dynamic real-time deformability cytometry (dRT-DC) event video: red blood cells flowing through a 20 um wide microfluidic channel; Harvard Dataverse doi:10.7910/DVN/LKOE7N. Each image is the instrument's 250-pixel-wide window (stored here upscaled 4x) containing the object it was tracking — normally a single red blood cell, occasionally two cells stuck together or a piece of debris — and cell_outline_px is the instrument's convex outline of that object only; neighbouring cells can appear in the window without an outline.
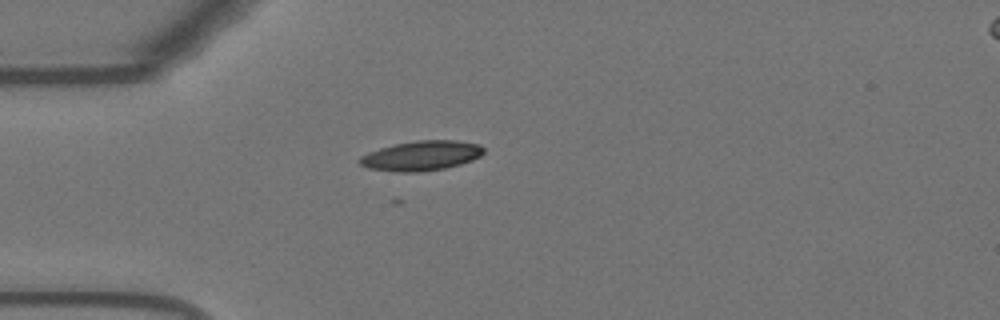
{"species": "Egyptian fruit bat (a non-hibernating species)", "species_latin": "Rousettus aegyptiacus", "temperature_condition": "warm", "stored_images_in_passage": 38, "camera_frame_rate_fps": 3000, "um_per_image_px": 0.085, "animal": {"sex": "female"}, "frame": {"image": 1, "passage_image": 1, "time_ms": 0.0, "image_size_px": [1000, 320], "cell_outline_px": [[484, 152], [480, 156], [472, 160], [460, 164], [444, 168], [416, 172], [396, 172], [368, 168], [360, 164], [356, 160], [360, 156], [368, 152], [380, 148], [396, 144], [416, 140], [456, 140], [480, 144], [484, 148]], "centroid_in_image_um": [35.8, 13.23], "position_along_channel_um": 49.2, "area_um2": 21.56}}
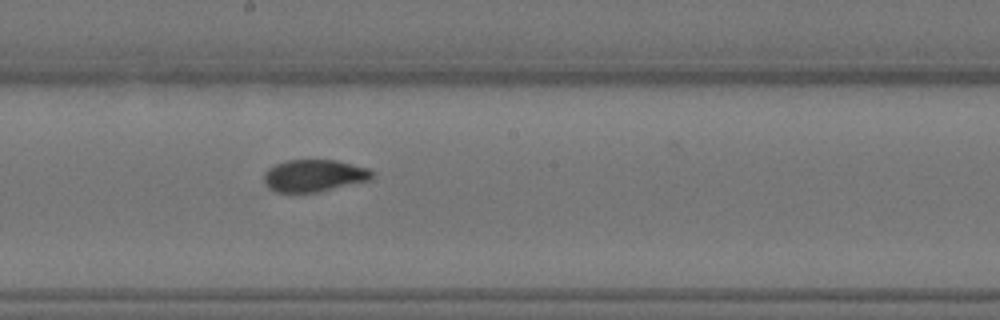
{"frame": {"image": 2, "passage_image": 16, "time_ms": 5.0, "image_size_px": [1000, 320], "cell_outline_px": [[376, 172], [372, 180], [316, 192], [276, 192], [268, 188], [264, 184], [264, 172], [268, 168], [276, 164], [288, 160], [336, 160], [368, 168]], "centroid_in_image_um": [26.72, 14.93], "position_along_channel_um": 221.5, "area_um2": 20.4}}
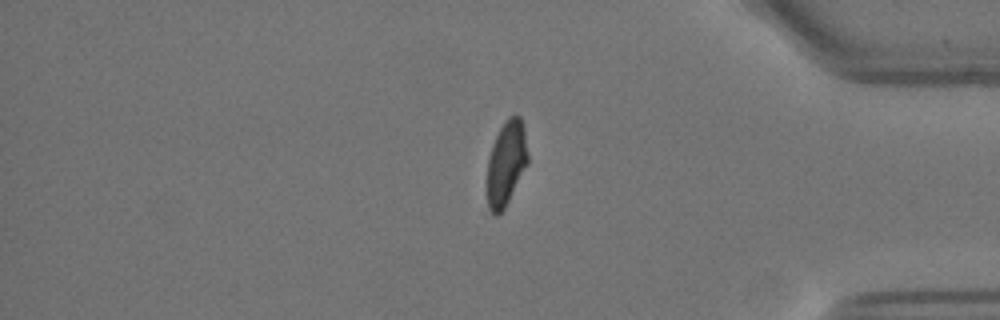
{"frame": {"image": 3, "passage_image": 32, "time_ms": 10.333, "image_size_px": [1000, 320], "cell_outline_px": [[528, 164], [504, 208], [496, 216], [488, 208], [488, 156], [492, 144], [504, 120], [508, 116], [520, 116], [524, 128], [528, 156]], "centroid_in_image_um": [43.04, 13.84], "position_along_channel_um": 392.2, "area_um2": 19.88}}